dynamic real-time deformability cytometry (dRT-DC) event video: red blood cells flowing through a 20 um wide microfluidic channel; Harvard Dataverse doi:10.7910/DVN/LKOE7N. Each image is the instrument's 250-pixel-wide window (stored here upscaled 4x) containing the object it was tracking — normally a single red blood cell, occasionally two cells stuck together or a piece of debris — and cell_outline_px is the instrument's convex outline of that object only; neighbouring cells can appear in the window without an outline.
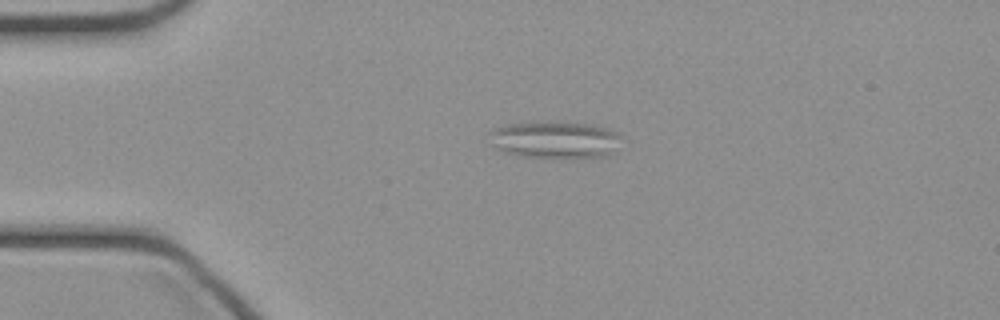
{"species": "common noctule bat (a hibernating species)", "species_latin": "Nyctalus noctula", "temperature_condition": "cold", "stored_images_in_passage": 48, "segment_of_instrument_passage": [1, 2], "camera_frame_rate_fps": 3000, "um_per_image_px": 0.085, "animal": {"sex": "female", "body_mass_g": 21.9}, "frame": {"image": 1, "passage_image": 11, "time_ms": 3.333, "image_size_px": [1000, 320], "cell_outline_px": [[620, 136], [616, 156], [572, 160], [520, 156], [500, 152], [488, 144], [488, 132], [496, 128], [508, 124], [536, 120], [548, 120], [596, 124], [620, 132]], "centroid_in_image_um": [47.2, 11.9], "position_along_channel_um": 37.8, "area_um2": 30.87}}